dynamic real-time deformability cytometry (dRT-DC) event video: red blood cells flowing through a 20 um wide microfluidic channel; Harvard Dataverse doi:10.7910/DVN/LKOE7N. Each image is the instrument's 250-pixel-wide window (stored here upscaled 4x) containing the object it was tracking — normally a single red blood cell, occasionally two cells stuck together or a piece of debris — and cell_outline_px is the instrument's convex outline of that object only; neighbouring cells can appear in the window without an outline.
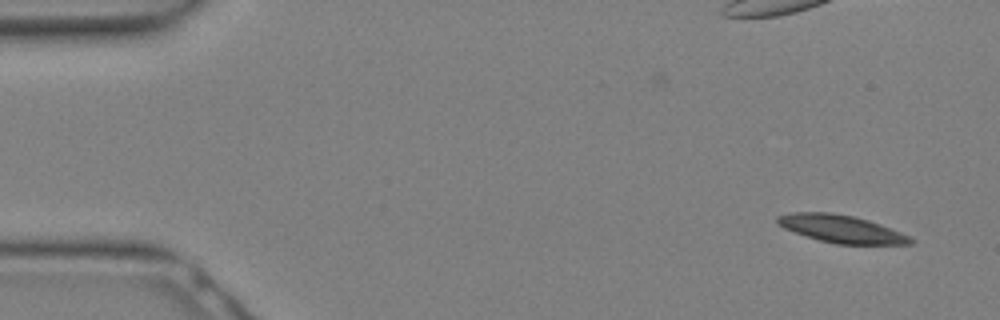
{"species": "Egyptian fruit bat (a non-hibernating species)", "species_latin": "Rousettus aegyptiacus", "temperature_condition": "warm", "stored_images_in_passage": 13, "camera_frame_rate_fps": 3000, "um_per_image_px": 0.085, "animal": {"sex": "female"}, "frame": {"image": 1, "passage_image": 1, "time_ms": 0.0, "image_size_px": [1000, 320], "cell_outline_px": [[912, 244], [836, 244], [820, 240], [784, 228], [776, 224], [776, 216], [792, 212], [832, 212], [852, 216], [868, 220], [880, 224], [900, 232], [908, 236], [912, 240]], "centroid_in_image_um": [71.46, 19.44], "position_along_channel_um": 13.5, "area_um2": 21.15}}
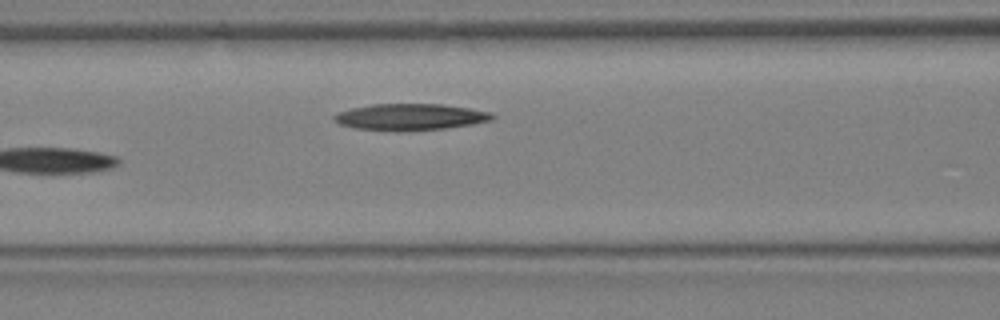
{"frame": {"image": 2, "passage_image": 13, "time_ms": 4.0, "image_size_px": [1000, 320], "cell_outline_px": [[496, 120], [448, 128], [392, 132], [356, 128], [340, 124], [332, 120], [332, 116], [336, 112], [352, 108], [372, 104], [440, 104], [468, 108], [492, 112], [496, 116]], "centroid_in_image_um": [34.88, 9.95], "position_along_channel_um": 131.7, "area_um2": 24.8}}